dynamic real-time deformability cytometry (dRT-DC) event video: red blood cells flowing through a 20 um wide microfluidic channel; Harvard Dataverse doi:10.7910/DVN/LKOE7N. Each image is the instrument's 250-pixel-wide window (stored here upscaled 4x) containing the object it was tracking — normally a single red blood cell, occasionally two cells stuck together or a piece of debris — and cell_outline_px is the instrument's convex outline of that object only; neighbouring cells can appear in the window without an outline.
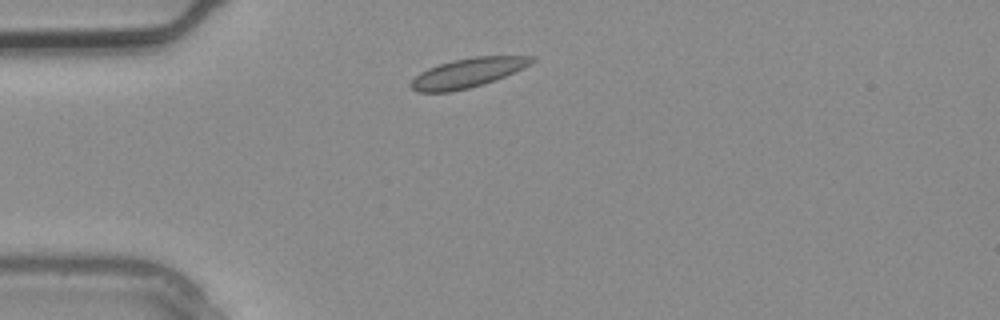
{"species": "common noctule bat (a hibernating species)", "species_latin": "Nyctalus noctula", "temperature_condition": "warm", "stored_images_in_passage": 1, "camera_frame_rate_fps": 3000, "um_per_image_px": 0.085, "animal": {"sex": "male", "body_mass_g": 20.4}, "frame": {"image": 1, "passage_image": 1, "time_ms": 0.0, "image_size_px": [1000, 320], "cell_outline_px": [[536, 60], [524, 68], [496, 80], [484, 84], [452, 92], [416, 92], [408, 84], [420, 72], [428, 68], [452, 60], [472, 56], [536, 56]], "centroid_in_image_um": [39.77, 6.19], "position_along_channel_um": 45.2, "area_um2": 20.81}}